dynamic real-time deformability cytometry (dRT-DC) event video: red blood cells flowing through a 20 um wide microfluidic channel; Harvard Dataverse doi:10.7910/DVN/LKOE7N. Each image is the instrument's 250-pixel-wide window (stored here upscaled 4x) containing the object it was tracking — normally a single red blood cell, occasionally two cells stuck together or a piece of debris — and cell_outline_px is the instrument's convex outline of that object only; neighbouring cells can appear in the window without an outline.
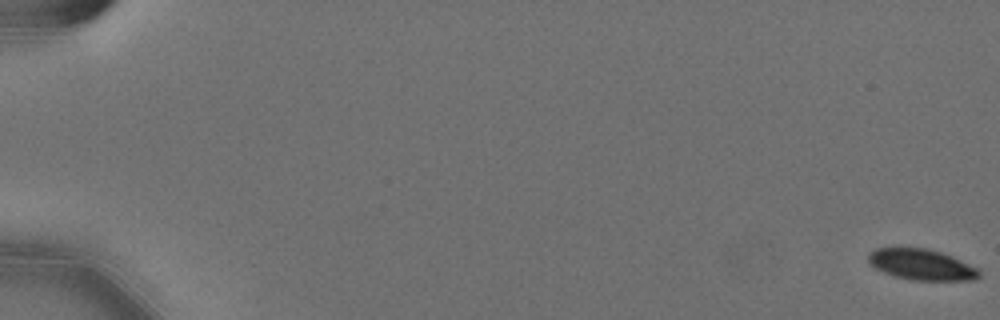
{"species": "Egyptian fruit bat (a non-hibernating species)", "species_latin": "Rousettus aegyptiacus", "temperature_condition": "cold", "stored_images_in_passage": 40, "camera_frame_rate_fps": 3000, "um_per_image_px": 0.085, "animal": {"sex": "female"}, "frame": {"image": 1, "passage_image": 1, "time_ms": 0.0, "image_size_px": [1000, 320], "cell_outline_px": [[980, 276], [976, 280], [912, 280], [896, 276], [884, 272], [868, 264], [868, 252], [876, 248], [928, 248], [952, 256], [980, 268]], "centroid_in_image_um": [78.35, 22.49], "position_along_channel_um": 6.6, "area_um2": 20.06}}
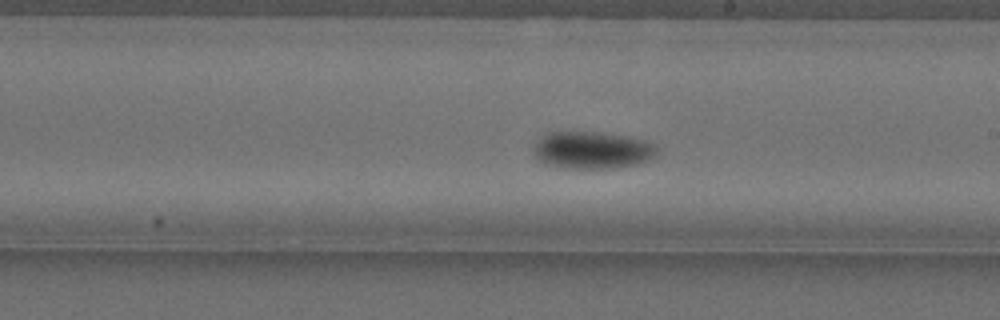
{"frame": {"image": 2, "passage_image": 36, "time_ms": 11.667, "image_size_px": [1000, 320], "cell_outline_px": [[656, 156], [648, 160], [636, 164], [612, 168], [568, 168], [552, 164], [540, 160], [536, 156], [532, 148], [548, 132], [592, 132], [624, 136], [644, 140], [652, 144], [656, 148]], "centroid_in_image_um": [50.36, 12.76], "position_along_channel_um": 238.6, "area_um2": 26.07}}
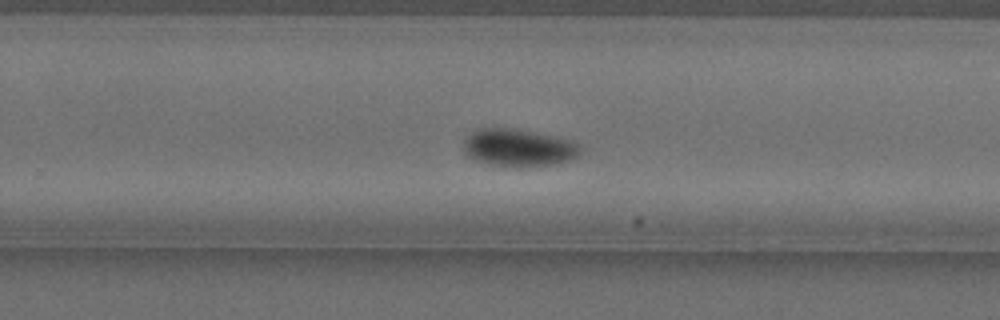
{"frame": {"image": 3, "passage_image": 40, "time_ms": 13.0, "image_size_px": [1000, 320], "cell_outline_px": [[584, 148], [576, 156], [568, 160], [556, 164], [528, 168], [516, 168], [488, 164], [476, 160], [468, 156], [464, 152], [464, 140], [472, 132], [480, 128], [504, 128], [532, 132], [556, 136], [572, 140], [580, 144]], "centroid_in_image_um": [44.11, 12.59], "position_along_channel_um": 285.7, "area_um2": 25.84}}